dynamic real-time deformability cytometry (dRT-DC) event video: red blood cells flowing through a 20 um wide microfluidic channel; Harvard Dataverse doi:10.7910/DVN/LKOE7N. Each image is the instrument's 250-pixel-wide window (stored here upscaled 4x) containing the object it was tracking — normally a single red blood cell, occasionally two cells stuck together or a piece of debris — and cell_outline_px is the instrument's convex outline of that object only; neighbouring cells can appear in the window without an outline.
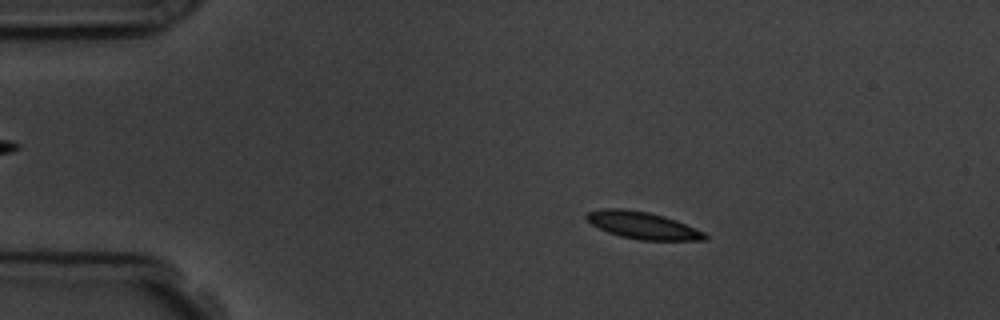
{"species": "common noctule bat (a hibernating species)", "species_latin": "Nyctalus noctula", "temperature_condition": "room temperature", "stored_images_in_passage": 6, "camera_frame_rate_fps": 3000, "um_per_image_px": 0.085, "animal": {"sex": "male", "body_mass_g": 19.5, "forearm_length_mm": 54.6}, "frame": {"image": 1, "passage_image": 3, "time_ms": 2.0, "image_size_px": [1000, 320], "cell_outline_px": [[708, 240], [640, 240], [620, 236], [608, 232], [592, 224], [584, 216], [588, 212], [600, 208], [624, 208], [648, 212], [664, 216], [676, 220], [704, 232], [708, 236]], "centroid_in_image_um": [54.62, 19.15], "position_along_channel_um": 30.4, "area_um2": 18.67}}
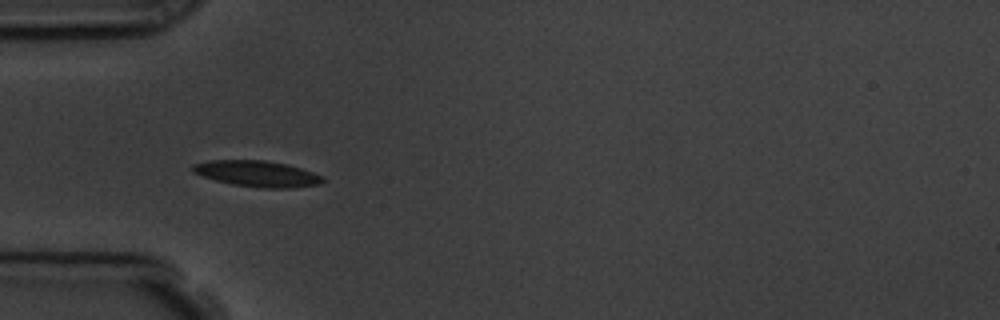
{"frame": {"image": 2, "passage_image": 5, "time_ms": 4.333, "image_size_px": [1000, 320], "cell_outline_px": [[324, 180], [320, 184], [288, 188], [264, 188], [232, 184], [216, 180], [192, 172], [192, 164], [208, 160], [264, 160], [288, 164], [324, 176]], "centroid_in_image_um": [21.86, 14.75], "position_along_channel_um": 63.1, "area_um2": 19.65}}
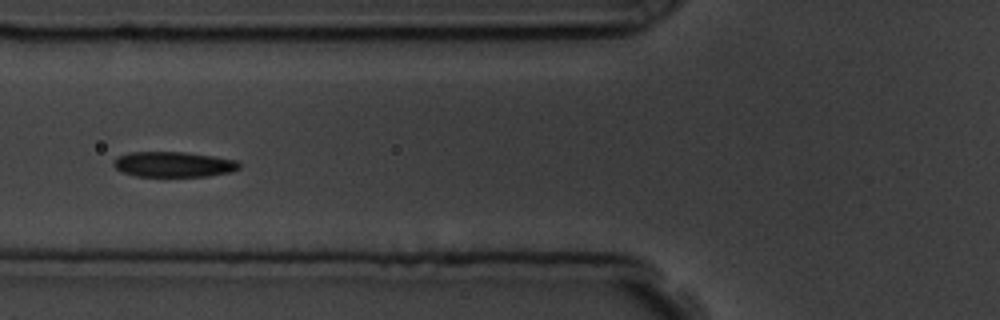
{"frame": {"image": 3, "passage_image": 6, "time_ms": 5.667, "image_size_px": [1000, 320], "cell_outline_px": [[240, 168], [232, 172], [208, 176], [136, 176], [124, 172], [116, 168], [112, 164], [112, 160], [116, 156], [128, 152], [184, 152], [212, 156], [236, 160], [240, 164]], "centroid_in_image_um": [14.73, 13.96], "position_along_channel_um": 111.1, "area_um2": 18.61}}